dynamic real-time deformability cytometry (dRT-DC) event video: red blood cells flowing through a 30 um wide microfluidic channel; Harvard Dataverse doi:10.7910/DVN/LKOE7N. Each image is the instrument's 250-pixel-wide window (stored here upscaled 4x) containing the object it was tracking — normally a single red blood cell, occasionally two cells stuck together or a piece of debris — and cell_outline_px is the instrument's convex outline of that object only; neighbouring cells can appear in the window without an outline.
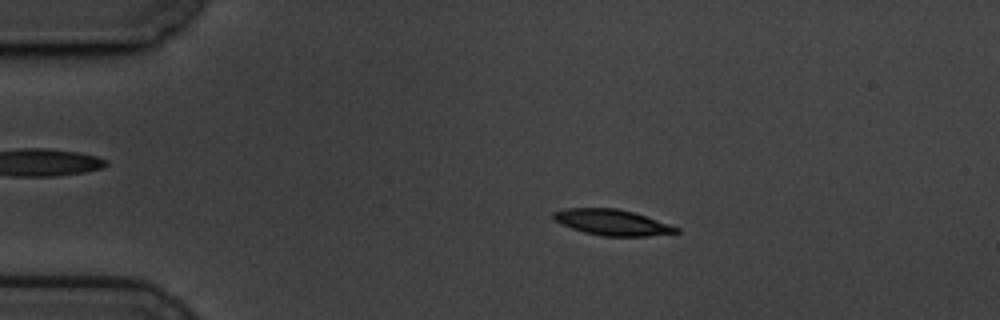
{"species": "common noctule bat (a hibernating species)", "species_latin": "Nyctalus noctula", "temperature_condition": "cold", "stored_images_in_passage": 58, "camera_frame_rate_fps": 3000, "um_per_image_px": 0.085, "animal": {"sex": "male", "body_mass_g": 19.5, "forearm_length_mm": 54.6}, "frame": {"image": 1, "passage_image": 11, "time_ms": 3.333, "image_size_px": [1000, 320], "cell_outline_px": [[680, 232], [648, 236], [604, 236], [584, 232], [572, 228], [556, 220], [552, 216], [552, 212], [564, 208], [616, 208], [632, 212], [680, 228]], "centroid_in_image_um": [52.02, 18.9], "position_along_channel_um": 33.0, "area_um2": 18.15}}
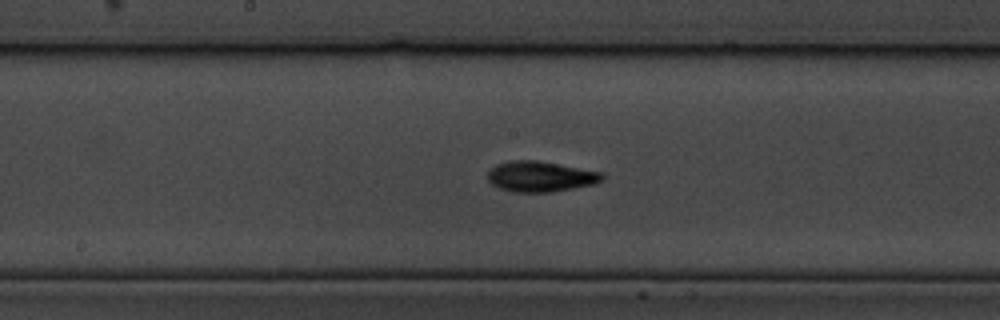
{"frame": {"image": 2, "passage_image": 30, "time_ms": 9.667, "image_size_px": [1000, 320], "cell_outline_px": [[604, 180], [592, 184], [552, 192], [512, 192], [500, 188], [492, 184], [488, 180], [488, 172], [496, 164], [512, 160], [536, 160], [600, 172], [604, 176]], "centroid_in_image_um": [45.9, 15.0], "position_along_channel_um": 202.3, "area_um2": 20.11}}
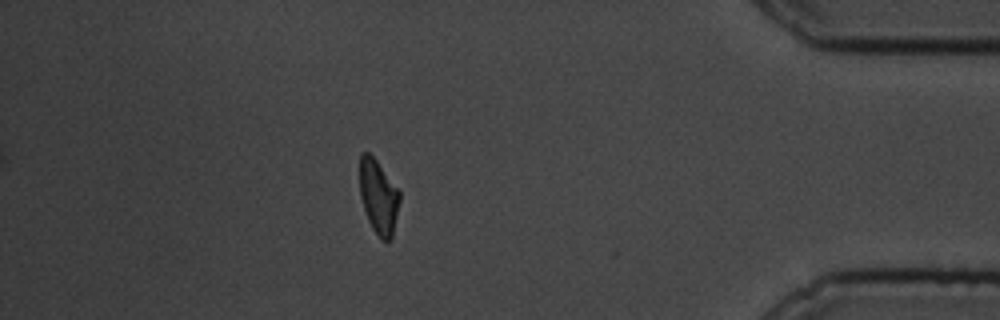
{"frame": {"image": 3, "passage_image": 51, "time_ms": 16.667, "image_size_px": [1000, 320], "cell_outline_px": [[400, 200], [392, 240], [388, 244], [380, 240], [372, 228], [368, 220], [360, 196], [360, 152], [368, 152], [376, 160], [400, 188]], "centroid_in_image_um": [32.2, 16.76], "position_along_channel_um": 403.0, "area_um2": 17.74}, "authors_computed_cell_mechanics": {"area_um2": 18.3515, "velocity_mm_per_s": 3.4319, "shape_relaxation_time_tau1_ms": 2.9772, "shape_relaxation_time_tau2_ms": 3.429, "deformation_change_tau1": 0.1423, "deformation_change_tau2": 0.083}}